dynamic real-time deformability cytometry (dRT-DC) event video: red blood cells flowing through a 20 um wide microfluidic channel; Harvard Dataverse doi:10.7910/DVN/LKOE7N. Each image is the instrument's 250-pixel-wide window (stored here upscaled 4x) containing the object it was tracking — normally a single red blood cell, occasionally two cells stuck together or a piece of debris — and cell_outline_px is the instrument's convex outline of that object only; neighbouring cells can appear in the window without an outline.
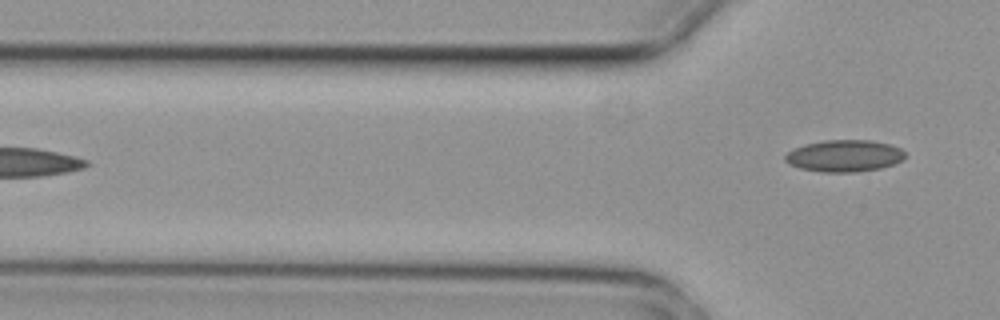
{"species": "common noctule bat (a hibernating species)", "species_latin": "Nyctalus noctula", "temperature_condition": "cold", "stored_images_in_passage": 5, "camera_frame_rate_fps": 3000, "um_per_image_px": 0.085, "animal": {"sex": "female", "body_mass_g": 29.2, "forearm_length_mm": 56.3}, "frame": {"image": 1, "passage_image": 5, "time_ms": 1.333, "image_size_px": [1000, 320], "cell_outline_px": [[904, 160], [880, 168], [856, 172], [824, 172], [800, 168], [788, 164], [784, 160], [784, 156], [788, 152], [804, 144], [824, 140], [868, 140], [888, 144], [900, 148], [904, 152]], "centroid_in_image_um": [71.75, 13.25], "position_along_channel_um": 54.1, "area_um2": 22.14}}